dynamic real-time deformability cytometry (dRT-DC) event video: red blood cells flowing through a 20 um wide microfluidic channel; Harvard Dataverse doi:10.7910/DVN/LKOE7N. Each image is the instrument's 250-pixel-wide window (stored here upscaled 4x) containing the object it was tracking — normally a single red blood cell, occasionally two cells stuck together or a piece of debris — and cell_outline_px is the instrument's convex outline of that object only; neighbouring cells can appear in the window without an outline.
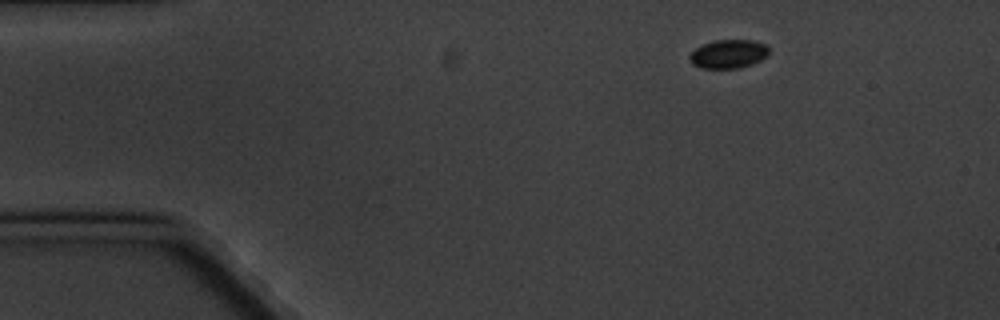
{"species": "common noctule bat (a hibernating species)", "species_latin": "Nyctalus noctula", "temperature_condition": "cold", "stored_images_in_passage": 5, "camera_frame_rate_fps": 3000, "um_per_image_px": 0.085, "animal": {"sex": "male", "body_mass_g": 20.1, "forearm_length_mm": 53.5}, "frame": {"image": 1, "passage_image": 1, "time_ms": 0.0, "image_size_px": [1000, 320], "cell_outline_px": [[768, 56], [752, 64], [736, 68], [700, 68], [692, 64], [688, 60], [688, 56], [696, 48], [712, 40], [756, 40], [768, 44]], "centroid_in_image_um": [61.92, 4.57], "position_along_channel_um": 23.1, "area_um2": 13.41}}
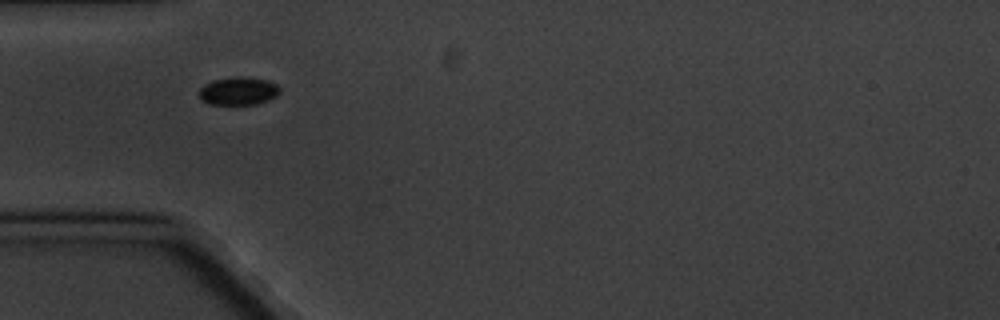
{"frame": {"image": 2, "passage_image": 4, "time_ms": 3.333, "image_size_px": [1000, 320], "cell_outline_px": [[280, 92], [276, 96], [268, 100], [256, 104], [212, 104], [204, 100], [200, 96], [200, 88], [204, 84], [212, 80], [236, 76], [240, 76], [268, 80], [276, 84], [280, 88]], "centroid_in_image_um": [20.29, 7.72], "position_along_channel_um": 64.7, "area_um2": 13.06}}